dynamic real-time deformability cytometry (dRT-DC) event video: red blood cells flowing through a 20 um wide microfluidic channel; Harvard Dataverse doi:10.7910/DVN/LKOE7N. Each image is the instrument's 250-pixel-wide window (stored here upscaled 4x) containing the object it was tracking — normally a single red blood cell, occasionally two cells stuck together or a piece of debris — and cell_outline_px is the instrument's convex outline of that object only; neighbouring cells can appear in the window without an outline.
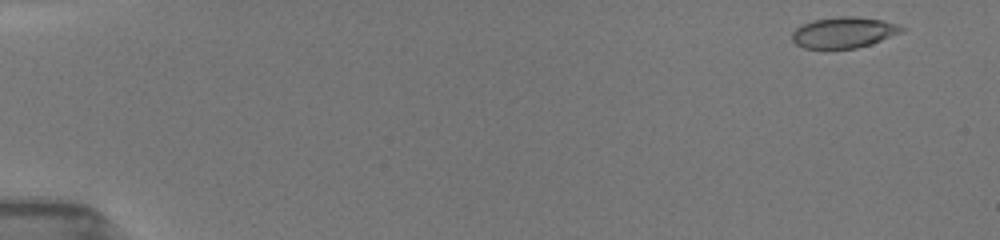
{"species": "common noctule bat (a hibernating species)", "species_latin": "Nyctalus noctula", "temperature_condition": "room temperature", "stored_images_in_passage": 17, "camera_frame_rate_fps": 3000, "um_per_image_px": 0.085, "animal": {"sex": "female", "body_mass_g": 19.5, "forearm_length_mm": 54.1}, "frame": {"image": 1, "passage_image": 1, "time_ms": 0.0, "image_size_px": [1000, 240], "cell_outline_px": [[908, 28], [904, 32], [856, 48], [804, 48], [796, 44], [792, 40], [792, 32], [800, 24], [812, 20], [836, 16], [856, 16], [880, 20], [896, 24]], "centroid_in_image_um": [71.7, 2.74], "position_along_channel_um": 13.3, "area_um2": 19.77}}
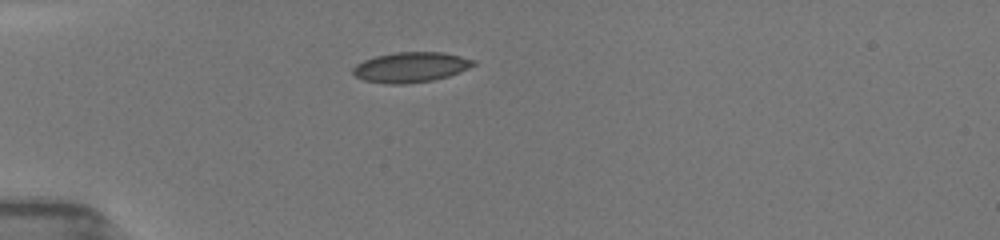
{"frame": {"image": 2, "passage_image": 12, "time_ms": 4.0, "image_size_px": [1000, 240], "cell_outline_px": [[476, 64], [468, 68], [448, 76], [432, 80], [408, 84], [388, 84], [364, 80], [356, 76], [352, 72], [352, 68], [356, 64], [364, 60], [376, 56], [396, 52], [444, 52], [476, 60]], "centroid_in_image_um": [34.91, 5.71], "position_along_channel_um": 50.1, "area_um2": 21.15}}
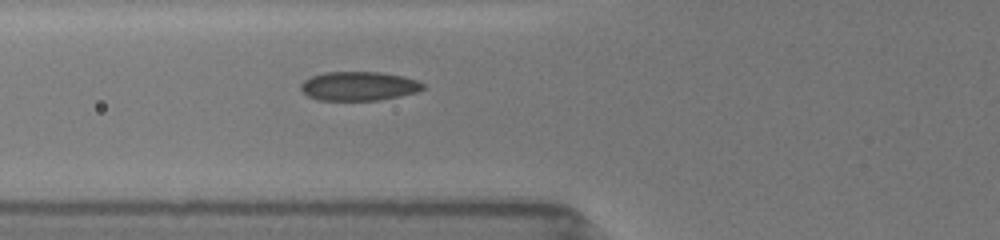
{"frame": {"image": 3, "passage_image": 17, "time_ms": 5.667, "image_size_px": [1000, 240], "cell_outline_px": [[424, 88], [416, 92], [400, 96], [380, 100], [316, 100], [308, 96], [300, 88], [300, 84], [304, 80], [312, 76], [324, 72], [380, 72], [404, 76], [416, 80], [424, 84]], "centroid_in_image_um": [30.49, 7.32], "position_along_channel_um": 95.3, "area_um2": 20.69}}